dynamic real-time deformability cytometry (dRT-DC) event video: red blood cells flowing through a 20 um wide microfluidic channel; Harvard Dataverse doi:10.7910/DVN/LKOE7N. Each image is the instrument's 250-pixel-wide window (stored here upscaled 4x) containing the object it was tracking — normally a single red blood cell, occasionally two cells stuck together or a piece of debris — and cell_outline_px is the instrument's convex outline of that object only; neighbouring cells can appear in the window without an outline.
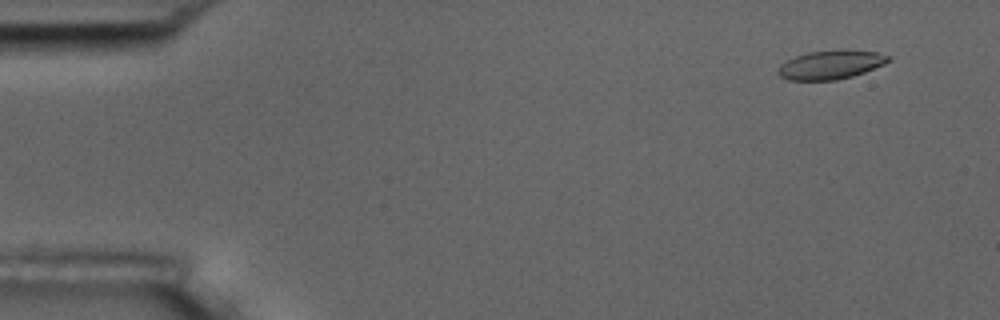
{"species": "common noctule bat (a hibernating species)", "species_latin": "Nyctalus noctula", "temperature_condition": "room temperature", "stored_images_in_passage": 3, "camera_frame_rate_fps": 3000, "um_per_image_px": 0.085, "animal": {"sex": "male", "body_mass_g": 17.5, "forearm_length_mm": 52.3}, "frame": {"image": 1, "passage_image": 3, "time_ms": 2.333, "image_size_px": [1000, 320], "cell_outline_px": [[892, 56], [884, 64], [864, 72], [852, 76], [836, 80], [788, 80], [780, 76], [776, 72], [780, 64], [796, 56], [808, 52], [836, 48], [876, 52]], "centroid_in_image_um": [70.6, 5.48], "position_along_channel_um": 14.4, "area_um2": 18.73}}